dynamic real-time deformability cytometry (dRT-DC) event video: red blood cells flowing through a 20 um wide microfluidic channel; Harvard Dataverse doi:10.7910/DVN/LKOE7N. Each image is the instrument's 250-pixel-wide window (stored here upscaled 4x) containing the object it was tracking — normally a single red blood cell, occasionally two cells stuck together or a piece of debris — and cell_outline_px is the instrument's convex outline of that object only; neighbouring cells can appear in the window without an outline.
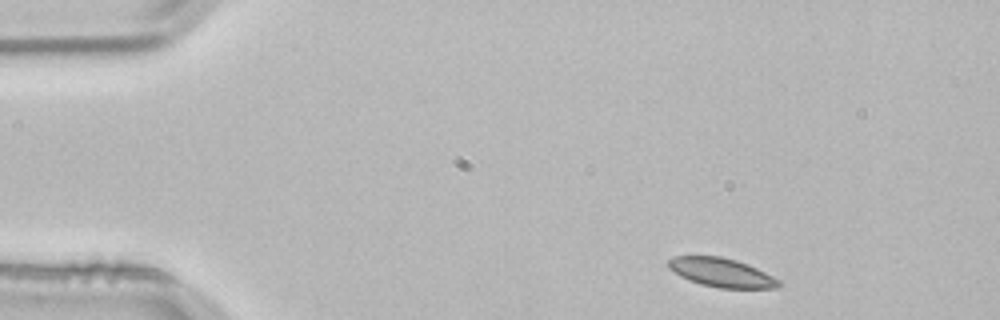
{"species": "common noctule bat (a hibernating species)", "species_latin": "Nyctalus noctula", "temperature_condition": "room temperature", "stored_images_in_passage": 47, "camera_frame_rate_fps": 3000, "um_per_image_px": 0.085, "animal": {"sex": "male", "body_mass_g": 21.5, "forearm_length_mm": 52.0}, "frame": {"image": 1, "passage_image": 1, "time_ms": 0.0, "image_size_px": [1000, 320], "cell_outline_px": [[780, 284], [776, 288], [720, 288], [700, 284], [688, 280], [680, 276], [668, 268], [668, 260], [672, 256], [720, 256], [736, 260], [748, 264], [780, 280]], "centroid_in_image_um": [61.29, 23.16], "position_along_channel_um": 23.7, "area_um2": 18.55}}
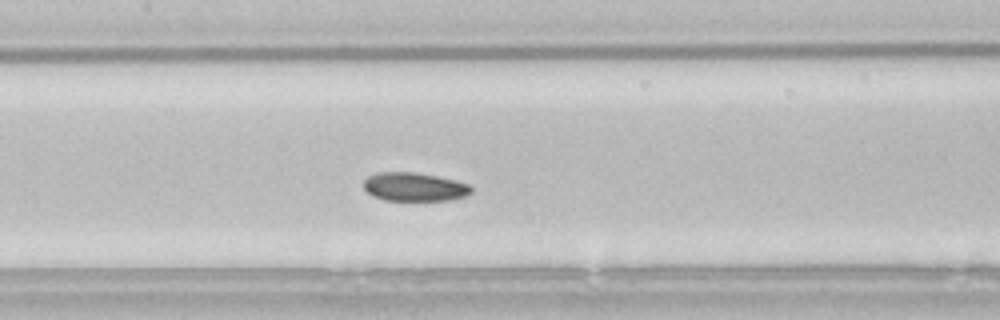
{"frame": {"image": 2, "passage_image": 19, "time_ms": 6.0, "image_size_px": [1000, 320], "cell_outline_px": [[472, 192], [464, 196], [448, 200], [384, 200], [372, 196], [364, 188], [364, 180], [368, 176], [376, 172], [416, 172], [456, 180], [468, 184], [472, 188]], "centroid_in_image_um": [35.2, 15.87], "position_along_channel_um": 172.2, "area_um2": 17.92}}
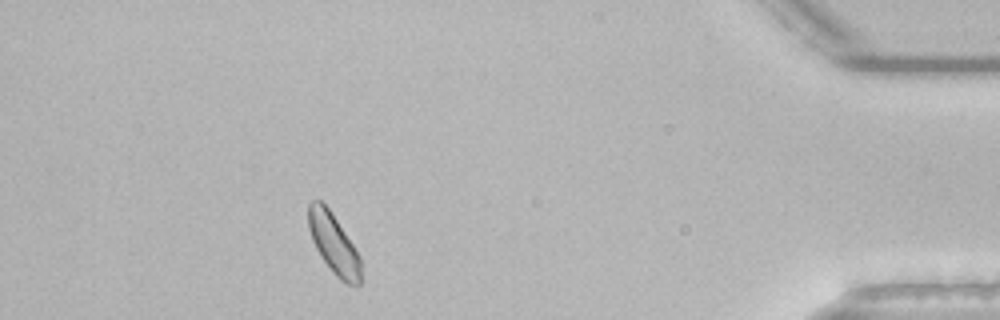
{"frame": {"image": 3, "passage_image": 42, "time_ms": 13.667, "image_size_px": [1000, 320], "cell_outline_px": [[360, 284], [348, 284], [340, 280], [332, 272], [320, 256], [312, 240], [308, 228], [308, 204], [312, 200], [320, 200], [328, 208], [360, 256]], "centroid_in_image_um": [28.33, 20.72], "position_along_channel_um": 406.9, "area_um2": 18.03}, "authors_computed_cell_mechanics": {"area_um2": 18.6694, "velocity_mm_per_s": 3.7619, "shape_relaxation_time_tau1_ms": 3.9332, "shape_relaxation_time_tau2_ms": 8.4112, "deformation_change_tau1": 0.0589, "deformation_change_tau2": 0.0962}}